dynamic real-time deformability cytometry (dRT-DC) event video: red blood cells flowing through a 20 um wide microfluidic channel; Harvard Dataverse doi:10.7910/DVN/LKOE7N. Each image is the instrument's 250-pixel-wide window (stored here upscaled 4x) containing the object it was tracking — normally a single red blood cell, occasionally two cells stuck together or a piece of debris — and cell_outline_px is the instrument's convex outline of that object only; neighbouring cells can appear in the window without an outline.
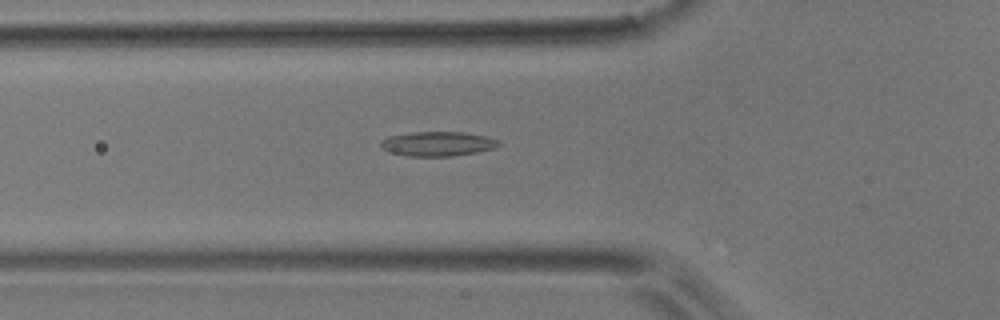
{"species": "common noctule bat (a hibernating species)", "species_latin": "Nyctalus noctula", "temperature_condition": "room temperature", "stored_images_in_passage": 45, "camera_frame_rate_fps": 3000, "um_per_image_px": 0.085, "animal": {"sex": "male", "body_mass_g": 17.9}, "frame": {"image": 1, "passage_image": 9, "time_ms": 2.667, "image_size_px": [1000, 320], "cell_outline_px": [[500, 144], [496, 148], [476, 152], [452, 156], [408, 156], [388, 152], [380, 148], [380, 140], [388, 136], [412, 132], [464, 132], [484, 136], [500, 140]], "centroid_in_image_um": [37.16, 12.22], "position_along_channel_um": 88.6, "area_um2": 16.99}}
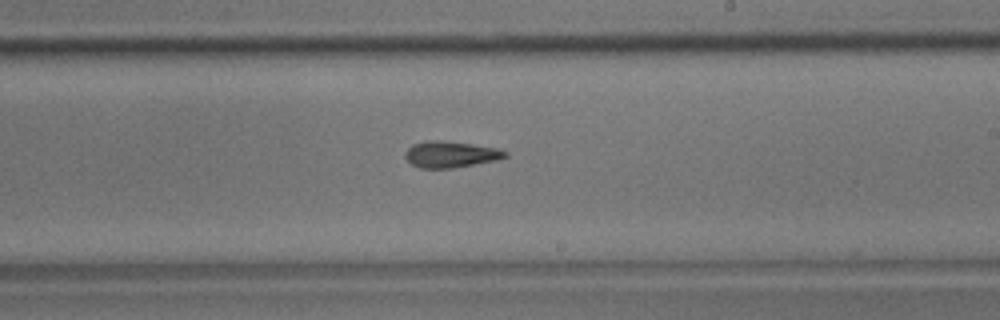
{"frame": {"image": 2, "passage_image": 22, "time_ms": 7.0, "image_size_px": [1000, 320], "cell_outline_px": [[508, 156], [500, 160], [452, 168], [420, 168], [412, 164], [404, 156], [404, 152], [412, 144], [424, 140], [440, 140], [472, 144], [496, 148], [508, 152]], "centroid_in_image_um": [38.3, 13.12], "position_along_channel_um": 250.7, "area_um2": 15.49}}
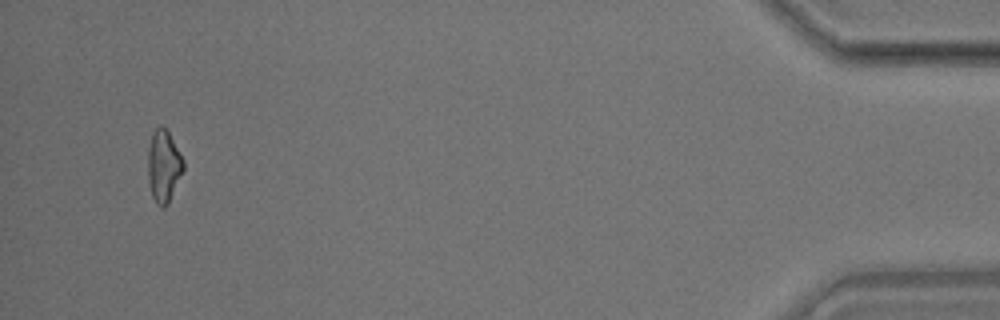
{"frame": {"image": 3, "passage_image": 42, "time_ms": 13.667, "image_size_px": [1000, 320], "cell_outline_px": [[184, 172], [168, 204], [164, 208], [160, 208], [156, 204], [152, 196], [148, 180], [148, 148], [152, 132], [160, 124], [164, 124], [168, 128], [184, 160]], "centroid_in_image_um": [13.93, 14.08], "position_along_channel_um": 421.3, "area_um2": 15.55}}